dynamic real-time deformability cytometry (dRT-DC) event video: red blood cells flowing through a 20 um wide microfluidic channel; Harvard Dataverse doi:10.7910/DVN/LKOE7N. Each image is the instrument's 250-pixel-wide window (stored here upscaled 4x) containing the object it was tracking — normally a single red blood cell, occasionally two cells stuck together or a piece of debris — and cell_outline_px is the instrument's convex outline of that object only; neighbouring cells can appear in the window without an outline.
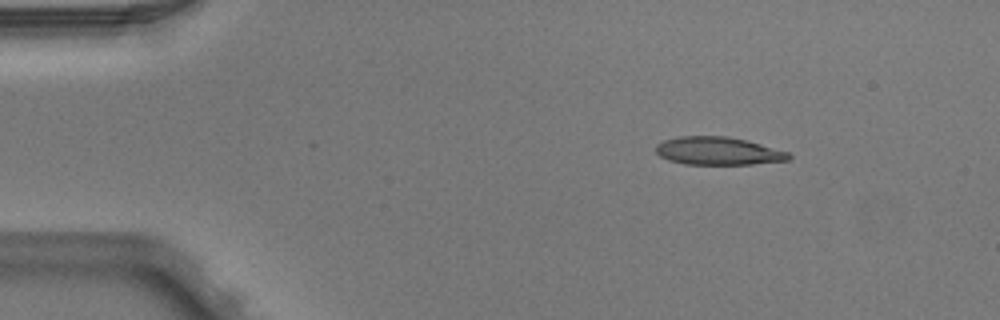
{"species": "Egyptian fruit bat (a non-hibernating species)", "species_latin": "Rousettus aegyptiacus", "temperature_condition": "warm", "stored_images_in_passage": 4, "camera_frame_rate_fps": 3000, "um_per_image_px": 0.085, "animal": {"sex": "male"}, "frame": {"image": 1, "passage_image": 2, "time_ms": 0.333, "image_size_px": [1000, 320], "cell_outline_px": [[792, 156], [788, 160], [752, 164], [684, 164], [668, 160], [660, 156], [656, 152], [656, 144], [664, 140], [676, 136], [724, 136], [744, 140], [760, 144], [788, 152]], "centroid_in_image_um": [60.99, 12.83], "position_along_channel_um": 24.0, "area_um2": 21.5}}